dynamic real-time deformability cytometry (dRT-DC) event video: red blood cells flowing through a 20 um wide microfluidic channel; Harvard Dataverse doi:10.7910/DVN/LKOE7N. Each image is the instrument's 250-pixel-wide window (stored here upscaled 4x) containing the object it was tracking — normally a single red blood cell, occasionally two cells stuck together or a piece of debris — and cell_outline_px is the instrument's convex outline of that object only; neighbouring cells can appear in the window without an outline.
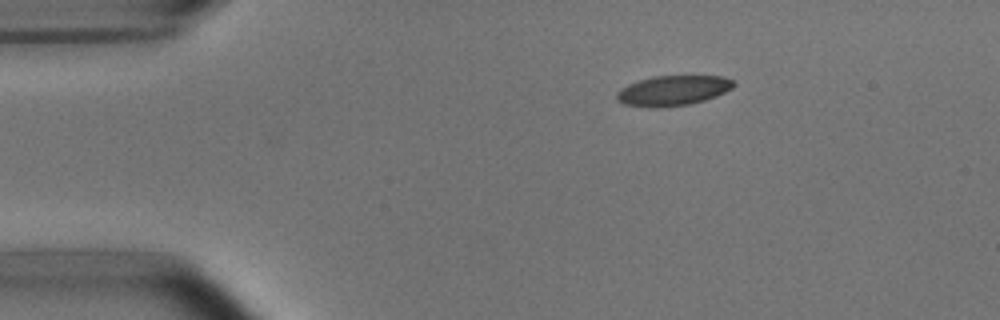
{"species": "common noctule bat (a hibernating species)", "species_latin": "Nyctalus noctula", "temperature_condition": "room temperature", "stored_images_in_passage": 2, "camera_frame_rate_fps": 3000, "um_per_image_px": 0.085, "animal": {"sex": "male", "body_mass_g": 15.6}, "frame": {"image": 1, "passage_image": 1, "time_ms": 0.0, "image_size_px": [1000, 320], "cell_outline_px": [[736, 84], [732, 88], [716, 96], [704, 100], [688, 104], [660, 108], [648, 108], [624, 104], [616, 100], [616, 96], [628, 84], [652, 76], [724, 76], [732, 80]], "centroid_in_image_um": [57.21, 7.7], "position_along_channel_um": 27.8, "area_um2": 20.4}}